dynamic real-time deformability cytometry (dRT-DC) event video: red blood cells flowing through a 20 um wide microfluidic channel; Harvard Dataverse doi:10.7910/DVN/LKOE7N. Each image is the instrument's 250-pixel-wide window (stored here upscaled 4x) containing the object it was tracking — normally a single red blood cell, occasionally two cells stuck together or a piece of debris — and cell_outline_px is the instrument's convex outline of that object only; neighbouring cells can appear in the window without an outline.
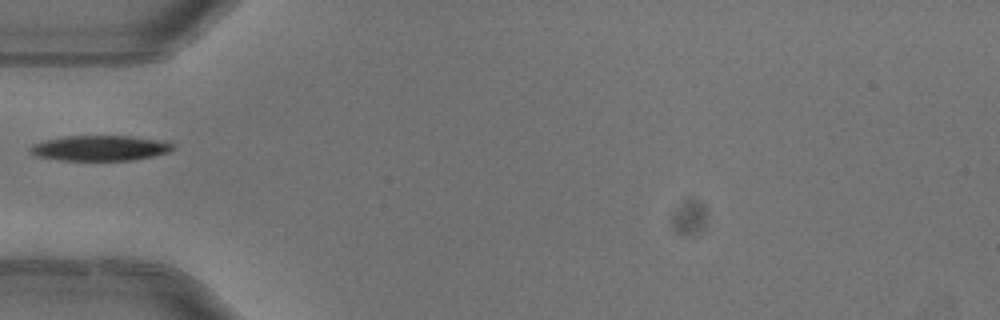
{"species": "common noctule bat (a hibernating species)", "species_latin": "Nyctalus noctula", "temperature_condition": "warm", "stored_images_in_passage": 1, "camera_frame_rate_fps": 3000, "um_per_image_px": 0.085, "animal": {"sex": "female"}, "frame": {"image": 1, "passage_image": 1, "time_ms": 0.0, "image_size_px": [1000, 320], "cell_outline_px": [[176, 148], [168, 152], [152, 156], [132, 160], [60, 160], [36, 156], [28, 152], [28, 148], [32, 144], [44, 140], [68, 136], [132, 136], [168, 140], [176, 144]], "centroid_in_image_um": [8.55, 12.58], "position_along_channel_um": 76.4, "area_um2": 21.39}}